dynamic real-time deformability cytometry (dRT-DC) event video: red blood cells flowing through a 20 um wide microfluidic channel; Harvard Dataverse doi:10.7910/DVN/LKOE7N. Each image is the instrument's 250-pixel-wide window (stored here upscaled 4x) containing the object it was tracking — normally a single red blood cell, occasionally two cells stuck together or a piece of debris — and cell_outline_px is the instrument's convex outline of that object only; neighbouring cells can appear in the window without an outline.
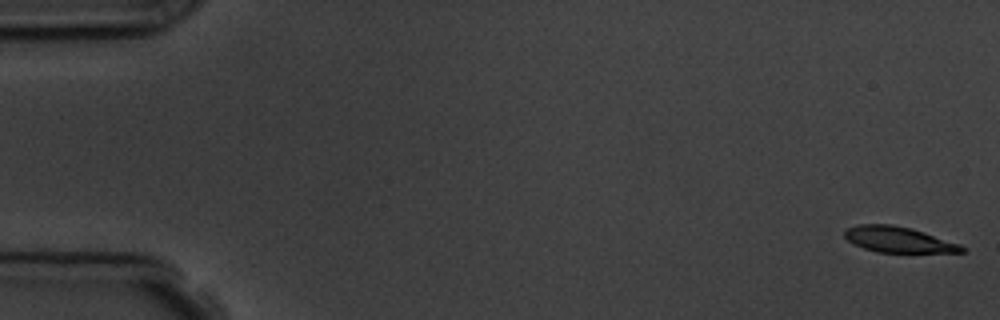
{"species": "common noctule bat (a hibernating species)", "species_latin": "Nyctalus noctula", "temperature_condition": "room temperature", "stored_images_in_passage": 10, "camera_frame_rate_fps": 3000, "um_per_image_px": 0.085, "animal": {"sex": "male", "body_mass_g": 19.5, "forearm_length_mm": 54.6}, "frame": {"image": 1, "passage_image": 1, "time_ms": 0.0, "image_size_px": [1000, 320], "cell_outline_px": [[964, 252], [876, 252], [864, 248], [848, 240], [844, 236], [844, 232], [848, 228], [856, 224], [892, 224], [912, 228], [960, 244], [964, 248]], "centroid_in_image_um": [76.35, 20.35], "position_along_channel_um": 8.7, "area_um2": 17.4}}
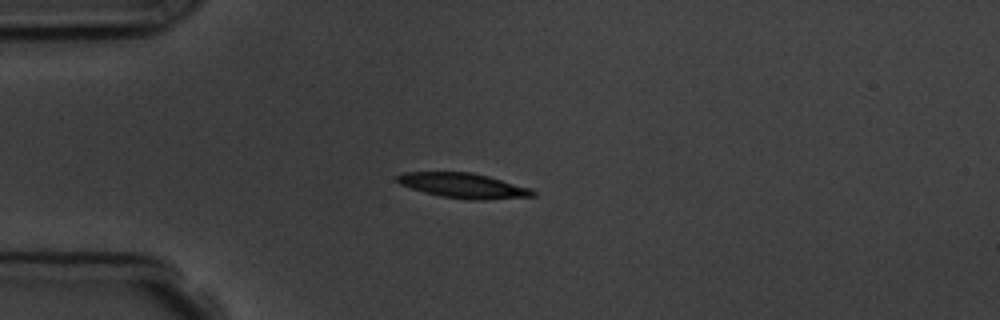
{"frame": {"image": 2, "passage_image": 4, "time_ms": 4.333, "image_size_px": [1000, 320], "cell_outline_px": [[536, 196], [484, 200], [472, 200], [440, 196], [424, 192], [400, 184], [396, 180], [396, 176], [404, 172], [472, 172], [488, 176], [528, 188], [536, 192]], "centroid_in_image_um": [39.37, 15.78], "position_along_channel_um": 45.6, "area_um2": 19.54}}
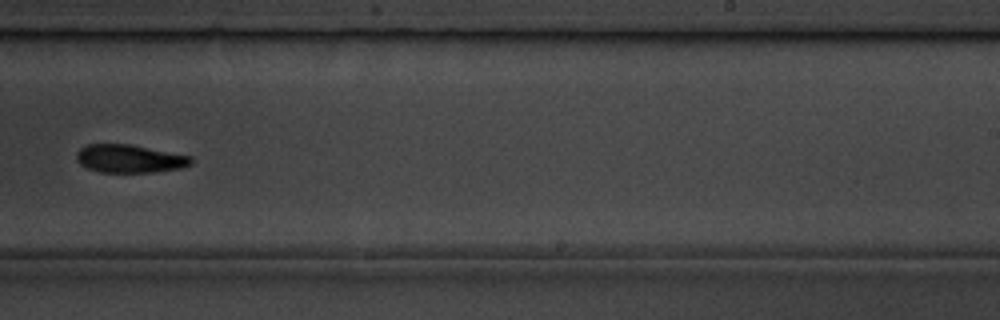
{"frame": {"image": 3, "passage_image": 10, "time_ms": 11.0, "image_size_px": [1000, 320], "cell_outline_px": [[192, 164], [184, 168], [156, 172], [100, 172], [88, 168], [80, 164], [76, 160], [76, 152], [80, 148], [88, 144], [132, 144], [192, 156]], "centroid_in_image_um": [11.04, 13.48], "position_along_channel_um": 278.0, "area_um2": 19.02}}